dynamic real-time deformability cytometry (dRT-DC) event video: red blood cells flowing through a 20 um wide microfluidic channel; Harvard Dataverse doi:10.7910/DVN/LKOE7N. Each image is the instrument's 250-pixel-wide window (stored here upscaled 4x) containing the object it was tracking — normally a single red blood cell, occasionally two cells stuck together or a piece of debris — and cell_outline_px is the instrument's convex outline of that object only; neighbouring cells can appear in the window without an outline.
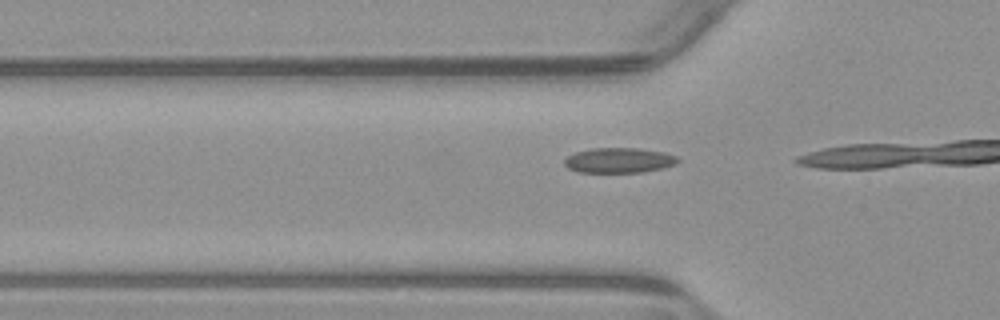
{"species": "common noctule bat (a hibernating species)", "species_latin": "Nyctalus noctula", "temperature_condition": "warm", "stored_images_in_passage": 4, "camera_frame_rate_fps": 3000, "um_per_image_px": 0.085, "animal": {"sex": "male", "body_mass_g": 23.1, "forearm_length_mm": 52.7}, "frame": {"image": 1, "passage_image": 2, "time_ms": 0.333, "image_size_px": [1000, 320], "cell_outline_px": [[680, 160], [676, 164], [644, 172], [580, 172], [568, 168], [564, 164], [564, 160], [568, 156], [576, 152], [592, 148], [640, 148], [664, 152], [676, 156]], "centroid_in_image_um": [52.62, 13.62], "position_along_channel_um": 73.2, "area_um2": 16.53}}